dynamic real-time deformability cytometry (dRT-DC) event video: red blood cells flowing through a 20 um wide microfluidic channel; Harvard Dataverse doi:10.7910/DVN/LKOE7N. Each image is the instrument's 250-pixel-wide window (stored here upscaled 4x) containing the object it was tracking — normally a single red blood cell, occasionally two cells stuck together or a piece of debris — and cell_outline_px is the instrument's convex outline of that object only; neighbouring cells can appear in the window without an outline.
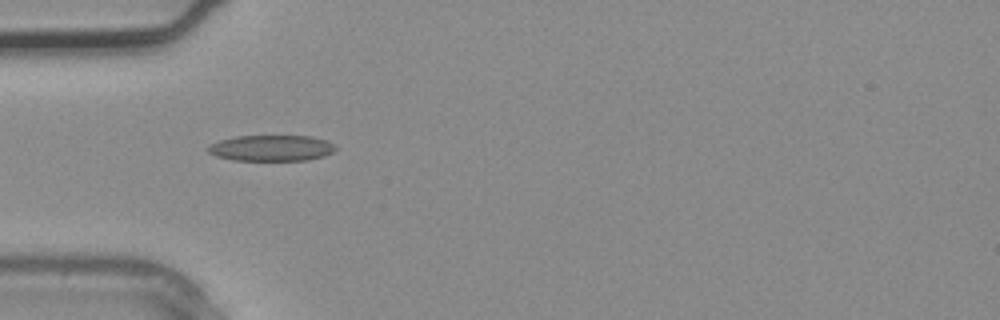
{"species": "common noctule bat (a hibernating species)", "species_latin": "Nyctalus noctula", "temperature_condition": "warm", "stored_images_in_passage": 2, "camera_frame_rate_fps": 3000, "um_per_image_px": 0.085, "animal": {"sex": "male", "body_mass_g": 20.4}, "frame": {"image": 1, "passage_image": 2, "time_ms": 0.333, "image_size_px": [1000, 320], "cell_outline_px": [[336, 148], [332, 152], [324, 156], [308, 160], [236, 160], [216, 156], [208, 152], [208, 148], [212, 144], [220, 140], [236, 136], [312, 136], [328, 140], [336, 144]], "centroid_in_image_um": [23.13, 12.58], "position_along_channel_um": 61.9, "area_um2": 19.25}}